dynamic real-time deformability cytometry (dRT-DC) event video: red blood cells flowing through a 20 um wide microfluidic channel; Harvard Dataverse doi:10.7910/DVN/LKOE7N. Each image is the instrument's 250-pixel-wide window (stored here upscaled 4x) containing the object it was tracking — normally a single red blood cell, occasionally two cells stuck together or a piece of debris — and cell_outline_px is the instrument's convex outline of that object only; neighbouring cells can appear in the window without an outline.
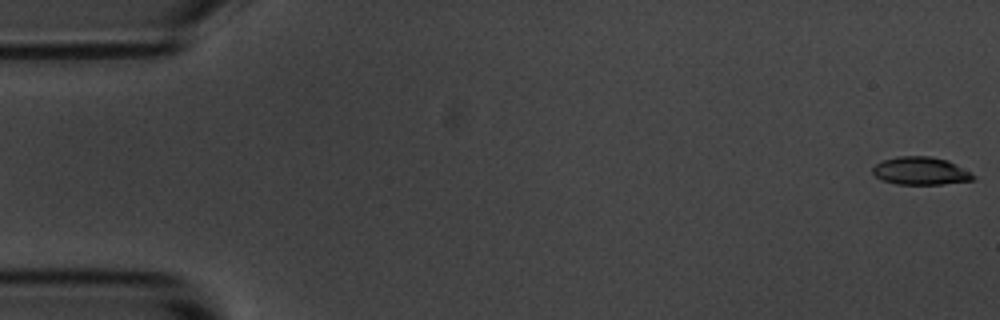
{"species": "common noctule bat (a hibernating species)", "species_latin": "Nyctalus noctula", "temperature_condition": "room temperature", "stored_images_in_passage": 7, "camera_frame_rate_fps": 3000, "um_per_image_px": 0.085, "animal": {"sex": "male", "body_mass_g": 20.1, "forearm_length_mm": 53.5}, "frame": {"image": 1, "passage_image": 1, "time_ms": 0.0, "image_size_px": [1000, 320], "cell_outline_px": [[976, 176], [972, 180], [940, 184], [896, 184], [884, 180], [876, 176], [872, 172], [872, 168], [876, 164], [884, 160], [900, 156], [932, 156], [948, 160], [972, 172]], "centroid_in_image_um": [78.28, 14.52], "position_along_channel_um": 6.7, "area_um2": 16.24}}
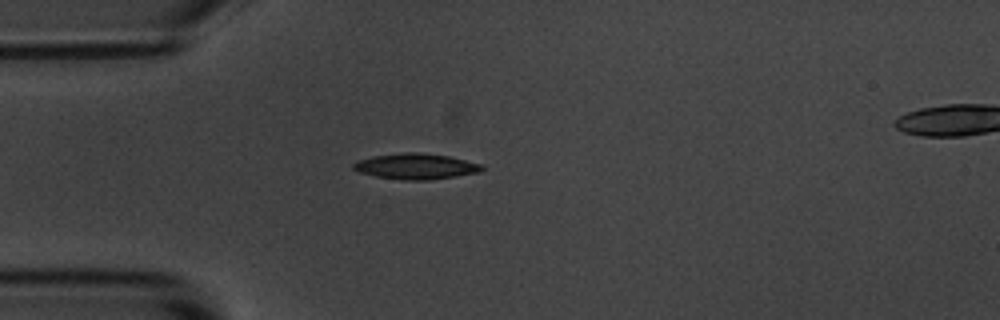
{"frame": {"image": 2, "passage_image": 5, "time_ms": 4.667, "image_size_px": [1000, 320], "cell_outline_px": [[484, 168], [480, 172], [456, 176], [428, 180], [404, 180], [376, 176], [360, 172], [352, 168], [352, 164], [356, 160], [372, 156], [404, 152], [416, 152], [448, 156], [480, 164]], "centroid_in_image_um": [35.3, 14.14], "position_along_channel_um": 49.7, "area_um2": 19.13}}